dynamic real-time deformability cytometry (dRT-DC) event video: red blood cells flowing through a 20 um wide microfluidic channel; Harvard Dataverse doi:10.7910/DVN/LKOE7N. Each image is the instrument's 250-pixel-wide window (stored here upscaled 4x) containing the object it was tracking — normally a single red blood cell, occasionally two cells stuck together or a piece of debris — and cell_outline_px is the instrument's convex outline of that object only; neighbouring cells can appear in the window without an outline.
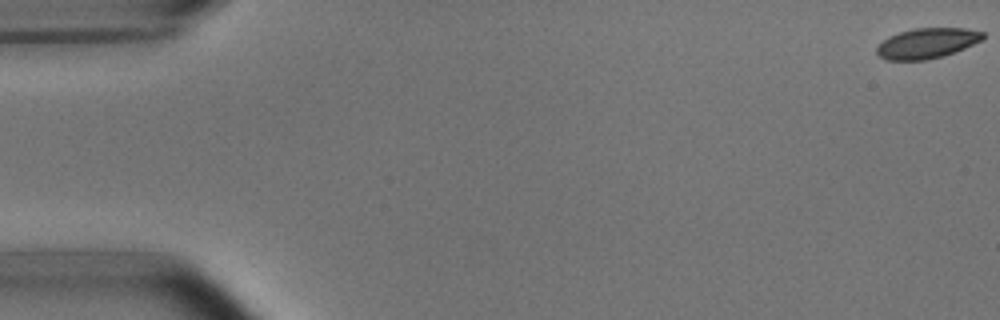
{"species": "common noctule bat (a hibernating species)", "species_latin": "Nyctalus noctula", "temperature_condition": "room temperature", "stored_images_in_passage": 53, "camera_frame_rate_fps": 3000, "um_per_image_px": 0.085, "animal": {"sex": "male", "body_mass_g": 15.6}, "frame": {"image": 1, "passage_image": 1, "time_ms": 0.0, "image_size_px": [1000, 320], "cell_outline_px": [[984, 40], [964, 48], [940, 56], [924, 60], [888, 60], [880, 56], [876, 52], [876, 48], [888, 36], [912, 28], [964, 28], [984, 32]], "centroid_in_image_um": [78.8, 3.66], "position_along_channel_um": 6.2, "area_um2": 18.55}}
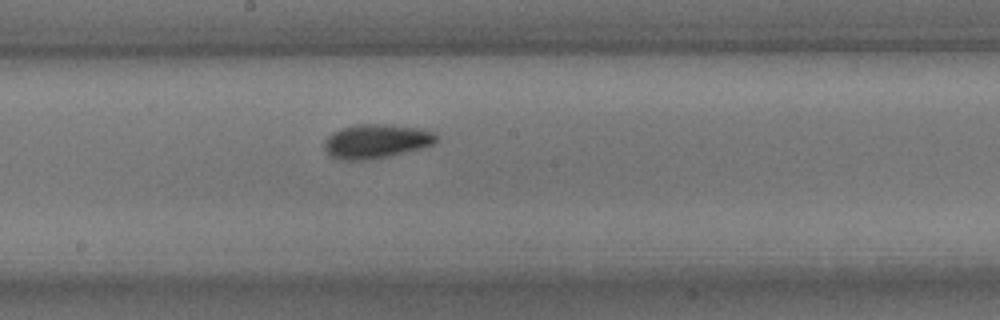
{"frame": {"image": 2, "passage_image": 29, "time_ms": 9.333, "image_size_px": [1000, 320], "cell_outline_px": [[436, 140], [432, 144], [420, 148], [388, 156], [364, 160], [340, 160], [332, 156], [324, 148], [324, 140], [332, 132], [352, 124], [392, 124], [420, 128], [432, 132], [436, 136]], "centroid_in_image_um": [31.93, 11.99], "position_along_channel_um": 216.3, "area_um2": 22.14}}
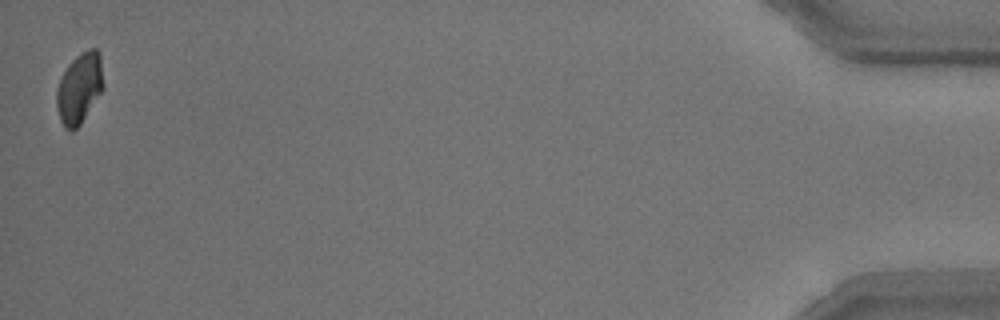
{"frame": {"image": 3, "passage_image": 53, "time_ms": 17.333, "image_size_px": [1000, 320], "cell_outline_px": [[104, 88], [80, 124], [72, 132], [64, 128], [60, 120], [56, 108], [56, 92], [60, 80], [68, 64], [80, 52], [88, 48], [96, 48], [100, 52], [104, 84]], "centroid_in_image_um": [6.76, 7.48], "position_along_channel_um": 428.4, "area_um2": 19.42}, "authors_computed_cell_mechanics": {"area_um2": 20.23, "velocity_mm_per_s": 3.7785, "shape_relaxation_time_tau1_ms": 2.8041, "shape_relaxation_time_tau2_ms": 1.493, "deformation_change_tau1": 0.1008, "deformation_change_tau2": 0.0593}}